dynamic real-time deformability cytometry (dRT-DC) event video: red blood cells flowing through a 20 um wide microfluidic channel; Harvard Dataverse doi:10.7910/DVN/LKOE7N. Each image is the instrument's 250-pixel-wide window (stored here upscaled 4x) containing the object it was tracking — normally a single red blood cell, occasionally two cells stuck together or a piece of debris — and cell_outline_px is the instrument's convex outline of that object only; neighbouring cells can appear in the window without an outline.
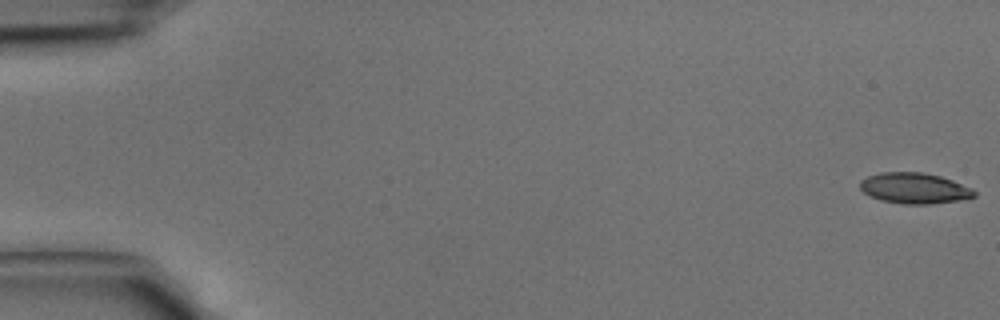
{"species": "common noctule bat (a hibernating species)", "species_latin": "Nyctalus noctula", "temperature_condition": "cold", "stored_images_in_passage": 43, "camera_frame_rate_fps": 3000, "um_per_image_px": 0.085, "animal": {"sex": "male", "body_mass_g": 15.6}, "frame": {"image": 1, "passage_image": 1, "time_ms": 0.0, "image_size_px": [1000, 320], "cell_outline_px": [[976, 196], [960, 200], [928, 204], [904, 204], [880, 200], [864, 192], [860, 188], [860, 180], [868, 176], [880, 172], [924, 172], [940, 176], [952, 180], [972, 188], [976, 192]], "centroid_in_image_um": [77.73, 15.99], "position_along_channel_um": 7.3, "area_um2": 20.46}}
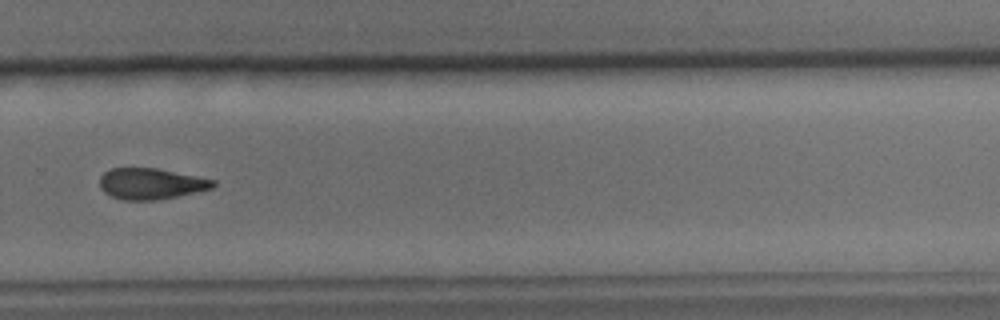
{"frame": {"image": 2, "passage_image": 30, "time_ms": 9.667, "image_size_px": [1000, 320], "cell_outline_px": [[216, 184], [212, 188], [176, 196], [156, 200], [124, 200], [112, 196], [104, 192], [100, 188], [100, 176], [104, 172], [112, 168], [156, 168], [216, 180]], "centroid_in_image_um": [12.81, 15.61], "position_along_channel_um": 317.0, "area_um2": 20.35}}
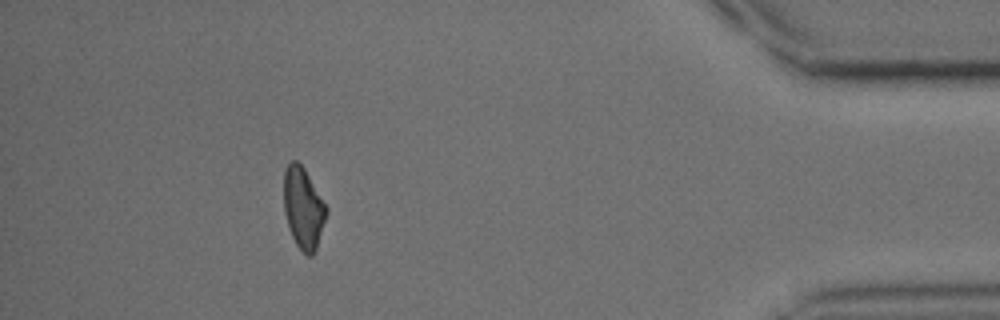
{"frame": {"image": 3, "passage_image": 39, "time_ms": 12.667, "image_size_px": [1000, 320], "cell_outline_px": [[328, 212], [316, 248], [312, 256], [308, 256], [296, 244], [288, 228], [284, 212], [284, 168], [292, 160], [296, 160], [304, 168], [328, 208]], "centroid_in_image_um": [25.77, 17.67], "position_along_channel_um": 409.4, "area_um2": 20.11}}